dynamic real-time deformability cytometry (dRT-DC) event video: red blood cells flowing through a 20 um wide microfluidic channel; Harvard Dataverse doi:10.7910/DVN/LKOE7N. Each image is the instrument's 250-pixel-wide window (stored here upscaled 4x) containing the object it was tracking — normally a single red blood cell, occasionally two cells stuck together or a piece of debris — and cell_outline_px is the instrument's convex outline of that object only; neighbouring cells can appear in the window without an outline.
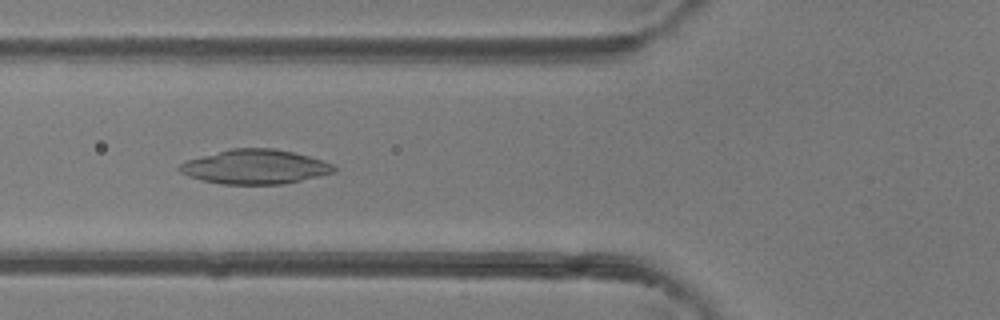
{"species": "common noctule bat (a hibernating species)", "species_latin": "Nyctalus noctula", "temperature_condition": "room temperature", "stored_images_in_passage": 47, "camera_frame_rate_fps": 3000, "um_per_image_px": 0.085, "animal": {"sex": "female"}, "frame": {"image": 1, "passage_image": 18, "time_ms": 5.667, "image_size_px": [1000, 320], "cell_outline_px": [[336, 172], [320, 176], [280, 184], [224, 184], [204, 180], [188, 176], [180, 172], [176, 168], [180, 164], [188, 160], [232, 148], [272, 148], [292, 152], [308, 156], [332, 164], [336, 168]], "centroid_in_image_um": [21.68, 14.18], "position_along_channel_um": 104.1, "area_um2": 30.52}}
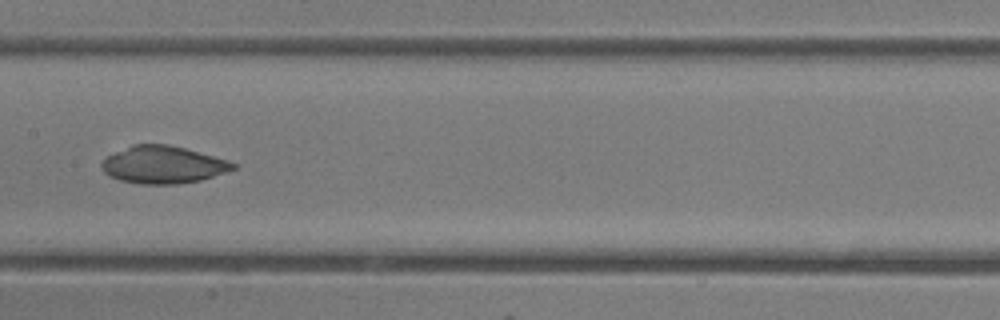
{"frame": {"image": 2, "passage_image": 24, "time_ms": 7.667, "image_size_px": [1000, 320], "cell_outline_px": [[236, 168], [200, 180], [176, 184], [140, 184], [120, 180], [108, 176], [104, 172], [100, 164], [108, 156], [132, 144], [168, 144], [184, 148], [228, 160], [236, 164]], "centroid_in_image_um": [13.83, 14.0], "position_along_channel_um": 193.6, "area_um2": 28.38}}
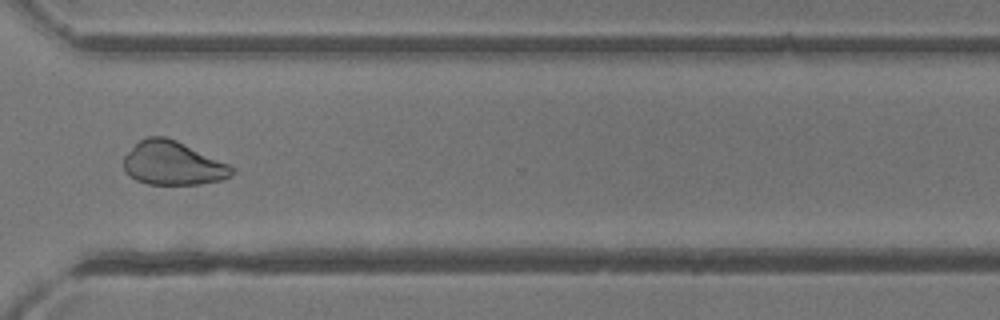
{"frame": {"image": 3, "passage_image": 35, "time_ms": 11.333, "image_size_px": [1000, 320], "cell_outline_px": [[236, 172], [232, 176], [220, 180], [200, 184], [148, 184], [136, 180], [124, 168], [124, 156], [140, 140], [148, 136], [164, 136], [176, 140], [228, 164], [236, 168]], "centroid_in_image_um": [14.72, 13.88], "position_along_channel_um": 355.9, "area_um2": 27.28}, "authors_computed_cell_mechanics": {"area_um2": 29.9404, "velocity_mm_per_s": 4.4451, "shape_relaxation_time_tau1_ms": 9.9153, "shape_relaxation_time_tau2_ms": null, "deformation_change_tau1": 0.3528, "deformation_change_tau2": null}}